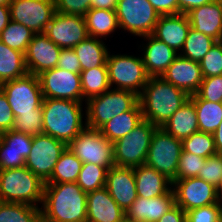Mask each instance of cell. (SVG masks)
I'll list each match as a JSON object with an SVG mask.
<instances>
[{
    "instance_id": "obj_1",
    "label": "cell",
    "mask_w": 222,
    "mask_h": 222,
    "mask_svg": "<svg viewBox=\"0 0 222 222\" xmlns=\"http://www.w3.org/2000/svg\"><path fill=\"white\" fill-rule=\"evenodd\" d=\"M42 222H86L87 193L76 182L45 183Z\"/></svg>"
},
{
    "instance_id": "obj_2",
    "label": "cell",
    "mask_w": 222,
    "mask_h": 222,
    "mask_svg": "<svg viewBox=\"0 0 222 222\" xmlns=\"http://www.w3.org/2000/svg\"><path fill=\"white\" fill-rule=\"evenodd\" d=\"M189 97L185 91L159 76L148 78L138 100L143 119L162 127L189 100Z\"/></svg>"
},
{
    "instance_id": "obj_3",
    "label": "cell",
    "mask_w": 222,
    "mask_h": 222,
    "mask_svg": "<svg viewBox=\"0 0 222 222\" xmlns=\"http://www.w3.org/2000/svg\"><path fill=\"white\" fill-rule=\"evenodd\" d=\"M82 102L67 99H44L42 103L44 134L68 145L85 127Z\"/></svg>"
},
{
    "instance_id": "obj_4",
    "label": "cell",
    "mask_w": 222,
    "mask_h": 222,
    "mask_svg": "<svg viewBox=\"0 0 222 222\" xmlns=\"http://www.w3.org/2000/svg\"><path fill=\"white\" fill-rule=\"evenodd\" d=\"M44 186L26 166L0 170V201L37 206L43 201Z\"/></svg>"
},
{
    "instance_id": "obj_5",
    "label": "cell",
    "mask_w": 222,
    "mask_h": 222,
    "mask_svg": "<svg viewBox=\"0 0 222 222\" xmlns=\"http://www.w3.org/2000/svg\"><path fill=\"white\" fill-rule=\"evenodd\" d=\"M138 95L121 89H109L101 95L91 97L86 102V125L99 129L114 116L129 111L137 102Z\"/></svg>"
},
{
    "instance_id": "obj_6",
    "label": "cell",
    "mask_w": 222,
    "mask_h": 222,
    "mask_svg": "<svg viewBox=\"0 0 222 222\" xmlns=\"http://www.w3.org/2000/svg\"><path fill=\"white\" fill-rule=\"evenodd\" d=\"M158 127L143 120L123 138L113 143L117 167L135 168L145 164L152 136Z\"/></svg>"
},
{
    "instance_id": "obj_7",
    "label": "cell",
    "mask_w": 222,
    "mask_h": 222,
    "mask_svg": "<svg viewBox=\"0 0 222 222\" xmlns=\"http://www.w3.org/2000/svg\"><path fill=\"white\" fill-rule=\"evenodd\" d=\"M67 147L82 163H91L108 169L115 166L113 142L97 129L85 125Z\"/></svg>"
},
{
    "instance_id": "obj_8",
    "label": "cell",
    "mask_w": 222,
    "mask_h": 222,
    "mask_svg": "<svg viewBox=\"0 0 222 222\" xmlns=\"http://www.w3.org/2000/svg\"><path fill=\"white\" fill-rule=\"evenodd\" d=\"M106 64L110 86L116 84V89L140 95L149 78L142 57L110 55L108 52Z\"/></svg>"
},
{
    "instance_id": "obj_9",
    "label": "cell",
    "mask_w": 222,
    "mask_h": 222,
    "mask_svg": "<svg viewBox=\"0 0 222 222\" xmlns=\"http://www.w3.org/2000/svg\"><path fill=\"white\" fill-rule=\"evenodd\" d=\"M181 151V140L158 127L152 136L145 164L155 168L173 182L177 178Z\"/></svg>"
},
{
    "instance_id": "obj_10",
    "label": "cell",
    "mask_w": 222,
    "mask_h": 222,
    "mask_svg": "<svg viewBox=\"0 0 222 222\" xmlns=\"http://www.w3.org/2000/svg\"><path fill=\"white\" fill-rule=\"evenodd\" d=\"M0 89L5 93L14 117L34 112L44 100L39 78L34 74L27 73L23 77L3 82Z\"/></svg>"
},
{
    "instance_id": "obj_11",
    "label": "cell",
    "mask_w": 222,
    "mask_h": 222,
    "mask_svg": "<svg viewBox=\"0 0 222 222\" xmlns=\"http://www.w3.org/2000/svg\"><path fill=\"white\" fill-rule=\"evenodd\" d=\"M115 11L119 29L135 36L151 35L160 17L148 0H118Z\"/></svg>"
},
{
    "instance_id": "obj_12",
    "label": "cell",
    "mask_w": 222,
    "mask_h": 222,
    "mask_svg": "<svg viewBox=\"0 0 222 222\" xmlns=\"http://www.w3.org/2000/svg\"><path fill=\"white\" fill-rule=\"evenodd\" d=\"M67 145L47 134L33 136L31 151L25 166L46 182Z\"/></svg>"
},
{
    "instance_id": "obj_13",
    "label": "cell",
    "mask_w": 222,
    "mask_h": 222,
    "mask_svg": "<svg viewBox=\"0 0 222 222\" xmlns=\"http://www.w3.org/2000/svg\"><path fill=\"white\" fill-rule=\"evenodd\" d=\"M172 187L175 204L180 206L185 212L210 204L220 203L216 186L198 177L174 180Z\"/></svg>"
},
{
    "instance_id": "obj_14",
    "label": "cell",
    "mask_w": 222,
    "mask_h": 222,
    "mask_svg": "<svg viewBox=\"0 0 222 222\" xmlns=\"http://www.w3.org/2000/svg\"><path fill=\"white\" fill-rule=\"evenodd\" d=\"M9 8L11 20L35 34L44 33L56 13L54 0H12Z\"/></svg>"
},
{
    "instance_id": "obj_15",
    "label": "cell",
    "mask_w": 222,
    "mask_h": 222,
    "mask_svg": "<svg viewBox=\"0 0 222 222\" xmlns=\"http://www.w3.org/2000/svg\"><path fill=\"white\" fill-rule=\"evenodd\" d=\"M44 99H67L82 102L80 73H74L58 67L38 75Z\"/></svg>"
},
{
    "instance_id": "obj_16",
    "label": "cell",
    "mask_w": 222,
    "mask_h": 222,
    "mask_svg": "<svg viewBox=\"0 0 222 222\" xmlns=\"http://www.w3.org/2000/svg\"><path fill=\"white\" fill-rule=\"evenodd\" d=\"M44 34L61 49L73 48L89 36L83 16L57 12L47 25Z\"/></svg>"
},
{
    "instance_id": "obj_17",
    "label": "cell",
    "mask_w": 222,
    "mask_h": 222,
    "mask_svg": "<svg viewBox=\"0 0 222 222\" xmlns=\"http://www.w3.org/2000/svg\"><path fill=\"white\" fill-rule=\"evenodd\" d=\"M60 53L61 48L44 33L34 34L24 54L28 73L38 76L44 71L57 67Z\"/></svg>"
},
{
    "instance_id": "obj_18",
    "label": "cell",
    "mask_w": 222,
    "mask_h": 222,
    "mask_svg": "<svg viewBox=\"0 0 222 222\" xmlns=\"http://www.w3.org/2000/svg\"><path fill=\"white\" fill-rule=\"evenodd\" d=\"M161 77L175 87L194 95L204 79L200 64L178 54Z\"/></svg>"
},
{
    "instance_id": "obj_19",
    "label": "cell",
    "mask_w": 222,
    "mask_h": 222,
    "mask_svg": "<svg viewBox=\"0 0 222 222\" xmlns=\"http://www.w3.org/2000/svg\"><path fill=\"white\" fill-rule=\"evenodd\" d=\"M33 136L13 130L3 132L0 142V170L25 166Z\"/></svg>"
},
{
    "instance_id": "obj_20",
    "label": "cell",
    "mask_w": 222,
    "mask_h": 222,
    "mask_svg": "<svg viewBox=\"0 0 222 222\" xmlns=\"http://www.w3.org/2000/svg\"><path fill=\"white\" fill-rule=\"evenodd\" d=\"M105 187L126 212L137 198L134 168L111 167L107 172Z\"/></svg>"
},
{
    "instance_id": "obj_21",
    "label": "cell",
    "mask_w": 222,
    "mask_h": 222,
    "mask_svg": "<svg viewBox=\"0 0 222 222\" xmlns=\"http://www.w3.org/2000/svg\"><path fill=\"white\" fill-rule=\"evenodd\" d=\"M173 191L153 198L138 197L125 212L126 222H157L175 206Z\"/></svg>"
},
{
    "instance_id": "obj_22",
    "label": "cell",
    "mask_w": 222,
    "mask_h": 222,
    "mask_svg": "<svg viewBox=\"0 0 222 222\" xmlns=\"http://www.w3.org/2000/svg\"><path fill=\"white\" fill-rule=\"evenodd\" d=\"M86 222H126L125 211L103 187L87 193Z\"/></svg>"
},
{
    "instance_id": "obj_23",
    "label": "cell",
    "mask_w": 222,
    "mask_h": 222,
    "mask_svg": "<svg viewBox=\"0 0 222 222\" xmlns=\"http://www.w3.org/2000/svg\"><path fill=\"white\" fill-rule=\"evenodd\" d=\"M190 28L187 14L160 15L152 35L178 52L182 50Z\"/></svg>"
},
{
    "instance_id": "obj_24",
    "label": "cell",
    "mask_w": 222,
    "mask_h": 222,
    "mask_svg": "<svg viewBox=\"0 0 222 222\" xmlns=\"http://www.w3.org/2000/svg\"><path fill=\"white\" fill-rule=\"evenodd\" d=\"M187 16L191 28L215 39L217 42L221 40L222 6L215 0L190 10Z\"/></svg>"
},
{
    "instance_id": "obj_25",
    "label": "cell",
    "mask_w": 222,
    "mask_h": 222,
    "mask_svg": "<svg viewBox=\"0 0 222 222\" xmlns=\"http://www.w3.org/2000/svg\"><path fill=\"white\" fill-rule=\"evenodd\" d=\"M142 37L148 40L144 47V57H142L147 75L149 77H159L172 64L179 53L152 34Z\"/></svg>"
},
{
    "instance_id": "obj_26",
    "label": "cell",
    "mask_w": 222,
    "mask_h": 222,
    "mask_svg": "<svg viewBox=\"0 0 222 222\" xmlns=\"http://www.w3.org/2000/svg\"><path fill=\"white\" fill-rule=\"evenodd\" d=\"M134 176L138 197L150 199L167 195L172 191V181L146 164L135 167Z\"/></svg>"
},
{
    "instance_id": "obj_27",
    "label": "cell",
    "mask_w": 222,
    "mask_h": 222,
    "mask_svg": "<svg viewBox=\"0 0 222 222\" xmlns=\"http://www.w3.org/2000/svg\"><path fill=\"white\" fill-rule=\"evenodd\" d=\"M143 120L142 109L138 101L129 111L123 112L116 117L114 116L98 130L109 141L114 143L130 133Z\"/></svg>"
},
{
    "instance_id": "obj_28",
    "label": "cell",
    "mask_w": 222,
    "mask_h": 222,
    "mask_svg": "<svg viewBox=\"0 0 222 222\" xmlns=\"http://www.w3.org/2000/svg\"><path fill=\"white\" fill-rule=\"evenodd\" d=\"M162 128L181 141L198 132V119L194 103L189 99Z\"/></svg>"
},
{
    "instance_id": "obj_29",
    "label": "cell",
    "mask_w": 222,
    "mask_h": 222,
    "mask_svg": "<svg viewBox=\"0 0 222 222\" xmlns=\"http://www.w3.org/2000/svg\"><path fill=\"white\" fill-rule=\"evenodd\" d=\"M73 50L79 59L81 71L103 66L106 63L108 49L103 40L88 36L81 41Z\"/></svg>"
},
{
    "instance_id": "obj_30",
    "label": "cell",
    "mask_w": 222,
    "mask_h": 222,
    "mask_svg": "<svg viewBox=\"0 0 222 222\" xmlns=\"http://www.w3.org/2000/svg\"><path fill=\"white\" fill-rule=\"evenodd\" d=\"M84 18L88 35L91 37H106L119 27L115 10L90 8Z\"/></svg>"
},
{
    "instance_id": "obj_31",
    "label": "cell",
    "mask_w": 222,
    "mask_h": 222,
    "mask_svg": "<svg viewBox=\"0 0 222 222\" xmlns=\"http://www.w3.org/2000/svg\"><path fill=\"white\" fill-rule=\"evenodd\" d=\"M189 99L195 105L199 131L213 134L222 121V103L203 100L197 94Z\"/></svg>"
},
{
    "instance_id": "obj_32",
    "label": "cell",
    "mask_w": 222,
    "mask_h": 222,
    "mask_svg": "<svg viewBox=\"0 0 222 222\" xmlns=\"http://www.w3.org/2000/svg\"><path fill=\"white\" fill-rule=\"evenodd\" d=\"M27 73L24 53L8 47L0 40V84Z\"/></svg>"
},
{
    "instance_id": "obj_33",
    "label": "cell",
    "mask_w": 222,
    "mask_h": 222,
    "mask_svg": "<svg viewBox=\"0 0 222 222\" xmlns=\"http://www.w3.org/2000/svg\"><path fill=\"white\" fill-rule=\"evenodd\" d=\"M83 99L101 95L111 88L107 64L80 72Z\"/></svg>"
},
{
    "instance_id": "obj_34",
    "label": "cell",
    "mask_w": 222,
    "mask_h": 222,
    "mask_svg": "<svg viewBox=\"0 0 222 222\" xmlns=\"http://www.w3.org/2000/svg\"><path fill=\"white\" fill-rule=\"evenodd\" d=\"M82 165V161L66 147L57 161L51 177L45 183L76 182Z\"/></svg>"
},
{
    "instance_id": "obj_35",
    "label": "cell",
    "mask_w": 222,
    "mask_h": 222,
    "mask_svg": "<svg viewBox=\"0 0 222 222\" xmlns=\"http://www.w3.org/2000/svg\"><path fill=\"white\" fill-rule=\"evenodd\" d=\"M0 222H42L41 208L0 201Z\"/></svg>"
},
{
    "instance_id": "obj_36",
    "label": "cell",
    "mask_w": 222,
    "mask_h": 222,
    "mask_svg": "<svg viewBox=\"0 0 222 222\" xmlns=\"http://www.w3.org/2000/svg\"><path fill=\"white\" fill-rule=\"evenodd\" d=\"M216 42L215 39L190 28L181 50L183 53L180 55L199 63Z\"/></svg>"
},
{
    "instance_id": "obj_37",
    "label": "cell",
    "mask_w": 222,
    "mask_h": 222,
    "mask_svg": "<svg viewBox=\"0 0 222 222\" xmlns=\"http://www.w3.org/2000/svg\"><path fill=\"white\" fill-rule=\"evenodd\" d=\"M34 32L21 23L10 21L0 34V40L8 47L26 53Z\"/></svg>"
},
{
    "instance_id": "obj_38",
    "label": "cell",
    "mask_w": 222,
    "mask_h": 222,
    "mask_svg": "<svg viewBox=\"0 0 222 222\" xmlns=\"http://www.w3.org/2000/svg\"><path fill=\"white\" fill-rule=\"evenodd\" d=\"M107 172V167L83 163L76 183L85 193L92 192L105 187Z\"/></svg>"
},
{
    "instance_id": "obj_39",
    "label": "cell",
    "mask_w": 222,
    "mask_h": 222,
    "mask_svg": "<svg viewBox=\"0 0 222 222\" xmlns=\"http://www.w3.org/2000/svg\"><path fill=\"white\" fill-rule=\"evenodd\" d=\"M182 151L207 158L217 153L214 136L211 133L196 132L182 140Z\"/></svg>"
},
{
    "instance_id": "obj_40",
    "label": "cell",
    "mask_w": 222,
    "mask_h": 222,
    "mask_svg": "<svg viewBox=\"0 0 222 222\" xmlns=\"http://www.w3.org/2000/svg\"><path fill=\"white\" fill-rule=\"evenodd\" d=\"M12 130L30 136L43 134L42 106H39L34 112L21 113L15 117Z\"/></svg>"
},
{
    "instance_id": "obj_41",
    "label": "cell",
    "mask_w": 222,
    "mask_h": 222,
    "mask_svg": "<svg viewBox=\"0 0 222 222\" xmlns=\"http://www.w3.org/2000/svg\"><path fill=\"white\" fill-rule=\"evenodd\" d=\"M206 158L194 155L191 152L181 151L178 161L177 178L175 180L197 177L203 168Z\"/></svg>"
},
{
    "instance_id": "obj_42",
    "label": "cell",
    "mask_w": 222,
    "mask_h": 222,
    "mask_svg": "<svg viewBox=\"0 0 222 222\" xmlns=\"http://www.w3.org/2000/svg\"><path fill=\"white\" fill-rule=\"evenodd\" d=\"M199 64L203 77L222 75V44L216 42Z\"/></svg>"
},
{
    "instance_id": "obj_43",
    "label": "cell",
    "mask_w": 222,
    "mask_h": 222,
    "mask_svg": "<svg viewBox=\"0 0 222 222\" xmlns=\"http://www.w3.org/2000/svg\"><path fill=\"white\" fill-rule=\"evenodd\" d=\"M186 222H222V204L215 203L187 211Z\"/></svg>"
},
{
    "instance_id": "obj_44",
    "label": "cell",
    "mask_w": 222,
    "mask_h": 222,
    "mask_svg": "<svg viewBox=\"0 0 222 222\" xmlns=\"http://www.w3.org/2000/svg\"><path fill=\"white\" fill-rule=\"evenodd\" d=\"M196 94L203 100L222 103V75L204 77Z\"/></svg>"
},
{
    "instance_id": "obj_45",
    "label": "cell",
    "mask_w": 222,
    "mask_h": 222,
    "mask_svg": "<svg viewBox=\"0 0 222 222\" xmlns=\"http://www.w3.org/2000/svg\"><path fill=\"white\" fill-rule=\"evenodd\" d=\"M197 177L217 187L222 177V154L207 157Z\"/></svg>"
},
{
    "instance_id": "obj_46",
    "label": "cell",
    "mask_w": 222,
    "mask_h": 222,
    "mask_svg": "<svg viewBox=\"0 0 222 222\" xmlns=\"http://www.w3.org/2000/svg\"><path fill=\"white\" fill-rule=\"evenodd\" d=\"M57 13L85 16L92 0H54Z\"/></svg>"
},
{
    "instance_id": "obj_47",
    "label": "cell",
    "mask_w": 222,
    "mask_h": 222,
    "mask_svg": "<svg viewBox=\"0 0 222 222\" xmlns=\"http://www.w3.org/2000/svg\"><path fill=\"white\" fill-rule=\"evenodd\" d=\"M57 67L74 73L81 72L80 62L73 48L61 49Z\"/></svg>"
},
{
    "instance_id": "obj_48",
    "label": "cell",
    "mask_w": 222,
    "mask_h": 222,
    "mask_svg": "<svg viewBox=\"0 0 222 222\" xmlns=\"http://www.w3.org/2000/svg\"><path fill=\"white\" fill-rule=\"evenodd\" d=\"M15 117L11 111L5 93L0 89V130L2 132L12 130Z\"/></svg>"
},
{
    "instance_id": "obj_49",
    "label": "cell",
    "mask_w": 222,
    "mask_h": 222,
    "mask_svg": "<svg viewBox=\"0 0 222 222\" xmlns=\"http://www.w3.org/2000/svg\"><path fill=\"white\" fill-rule=\"evenodd\" d=\"M160 15L178 14V0H148Z\"/></svg>"
},
{
    "instance_id": "obj_50",
    "label": "cell",
    "mask_w": 222,
    "mask_h": 222,
    "mask_svg": "<svg viewBox=\"0 0 222 222\" xmlns=\"http://www.w3.org/2000/svg\"><path fill=\"white\" fill-rule=\"evenodd\" d=\"M157 222H186V212L180 206H173Z\"/></svg>"
},
{
    "instance_id": "obj_51",
    "label": "cell",
    "mask_w": 222,
    "mask_h": 222,
    "mask_svg": "<svg viewBox=\"0 0 222 222\" xmlns=\"http://www.w3.org/2000/svg\"><path fill=\"white\" fill-rule=\"evenodd\" d=\"M213 1L214 0H178V14H187L190 10Z\"/></svg>"
},
{
    "instance_id": "obj_52",
    "label": "cell",
    "mask_w": 222,
    "mask_h": 222,
    "mask_svg": "<svg viewBox=\"0 0 222 222\" xmlns=\"http://www.w3.org/2000/svg\"><path fill=\"white\" fill-rule=\"evenodd\" d=\"M118 0H92L91 8L116 10Z\"/></svg>"
},
{
    "instance_id": "obj_53",
    "label": "cell",
    "mask_w": 222,
    "mask_h": 222,
    "mask_svg": "<svg viewBox=\"0 0 222 222\" xmlns=\"http://www.w3.org/2000/svg\"><path fill=\"white\" fill-rule=\"evenodd\" d=\"M11 21L9 6L0 5V34Z\"/></svg>"
},
{
    "instance_id": "obj_54",
    "label": "cell",
    "mask_w": 222,
    "mask_h": 222,
    "mask_svg": "<svg viewBox=\"0 0 222 222\" xmlns=\"http://www.w3.org/2000/svg\"><path fill=\"white\" fill-rule=\"evenodd\" d=\"M215 147L218 154H222V121L217 130L213 133Z\"/></svg>"
},
{
    "instance_id": "obj_55",
    "label": "cell",
    "mask_w": 222,
    "mask_h": 222,
    "mask_svg": "<svg viewBox=\"0 0 222 222\" xmlns=\"http://www.w3.org/2000/svg\"><path fill=\"white\" fill-rule=\"evenodd\" d=\"M217 194H218V198H219V201L222 203V177L217 185Z\"/></svg>"
},
{
    "instance_id": "obj_56",
    "label": "cell",
    "mask_w": 222,
    "mask_h": 222,
    "mask_svg": "<svg viewBox=\"0 0 222 222\" xmlns=\"http://www.w3.org/2000/svg\"><path fill=\"white\" fill-rule=\"evenodd\" d=\"M12 0H0L1 6H9Z\"/></svg>"
},
{
    "instance_id": "obj_57",
    "label": "cell",
    "mask_w": 222,
    "mask_h": 222,
    "mask_svg": "<svg viewBox=\"0 0 222 222\" xmlns=\"http://www.w3.org/2000/svg\"><path fill=\"white\" fill-rule=\"evenodd\" d=\"M219 5L222 6V0H215Z\"/></svg>"
},
{
    "instance_id": "obj_58",
    "label": "cell",
    "mask_w": 222,
    "mask_h": 222,
    "mask_svg": "<svg viewBox=\"0 0 222 222\" xmlns=\"http://www.w3.org/2000/svg\"><path fill=\"white\" fill-rule=\"evenodd\" d=\"M2 135H3V132L0 130V142L2 140Z\"/></svg>"
}]
</instances>
